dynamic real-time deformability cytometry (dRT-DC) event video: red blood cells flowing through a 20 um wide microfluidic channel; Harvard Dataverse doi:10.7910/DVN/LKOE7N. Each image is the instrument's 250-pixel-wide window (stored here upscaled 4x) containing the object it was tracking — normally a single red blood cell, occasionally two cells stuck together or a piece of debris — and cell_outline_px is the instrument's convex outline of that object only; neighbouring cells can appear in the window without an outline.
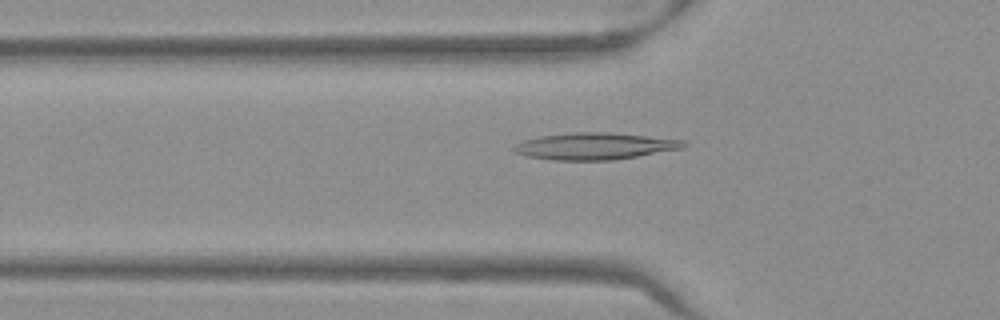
{"species": "Egyptian fruit bat (a non-hibernating species)", "species_latin": "Rousettus aegyptiacus", "temperature_condition": "warm", "stored_images_in_passage": 44, "camera_frame_rate_fps": 3000, "um_per_image_px": 0.085, "frame": {"image": 1, "passage_image": 10, "time_ms": 3.0, "image_size_px": [1000, 320], "cell_outline_px": [[688, 144], [684, 148], [616, 160], [552, 160], [524, 156], [516, 152], [512, 148], [516, 144], [524, 140], [540, 136], [572, 132], [608, 132], [648, 136], [684, 140]], "centroid_in_image_um": [50.57, 12.42], "position_along_channel_um": 75.2, "area_um2": 26.65}}
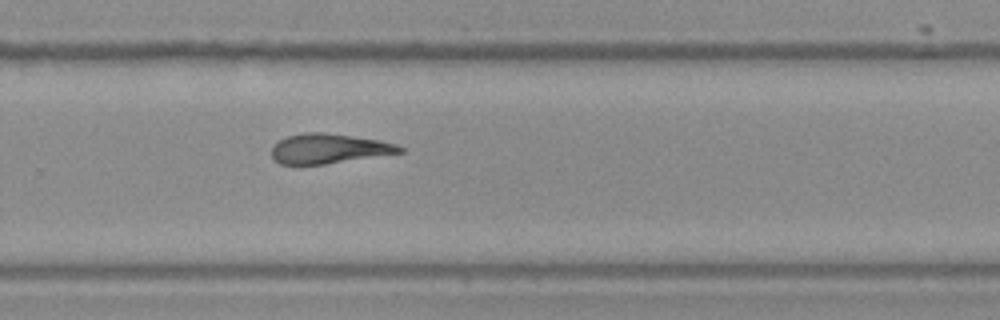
{"frame": {"image": 2, "passage_image": 27, "time_ms": 8.667, "image_size_px": [1000, 320], "cell_outline_px": [[404, 152], [324, 164], [280, 164], [272, 156], [272, 148], [280, 140], [288, 136], [304, 132], [320, 132], [352, 136], [380, 140], [396, 144], [404, 148]], "centroid_in_image_um": [27.97, 12.63], "position_along_channel_um": 301.8, "area_um2": 21.91}}
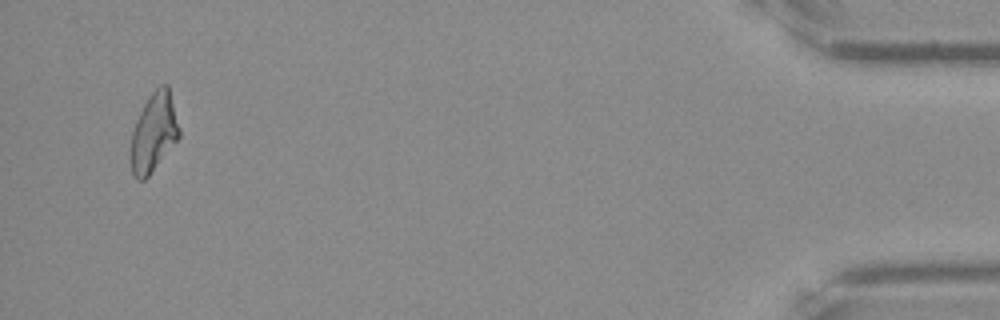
{"frame": {"image": 3, "passage_image": 42, "time_ms": 13.667, "image_size_px": [1000, 320], "cell_outline_px": [[180, 136], [148, 176], [144, 180], [136, 180], [132, 176], [132, 132], [136, 120], [148, 96], [160, 84], [168, 84], [180, 128]], "centroid_in_image_um": [13.08, 11.23], "position_along_channel_um": 422.1, "area_um2": 21.91}, "authors_computed_cell_mechanics": {"area_um2": 22.6576, "velocity_mm_per_s": 3.9864, "shape_relaxation_time_tau1_ms": null, "shape_relaxation_time_tau2_ms": 4.5002, "deformation_change_tau1": null, "deformation_change_tau2": 0.1613}}